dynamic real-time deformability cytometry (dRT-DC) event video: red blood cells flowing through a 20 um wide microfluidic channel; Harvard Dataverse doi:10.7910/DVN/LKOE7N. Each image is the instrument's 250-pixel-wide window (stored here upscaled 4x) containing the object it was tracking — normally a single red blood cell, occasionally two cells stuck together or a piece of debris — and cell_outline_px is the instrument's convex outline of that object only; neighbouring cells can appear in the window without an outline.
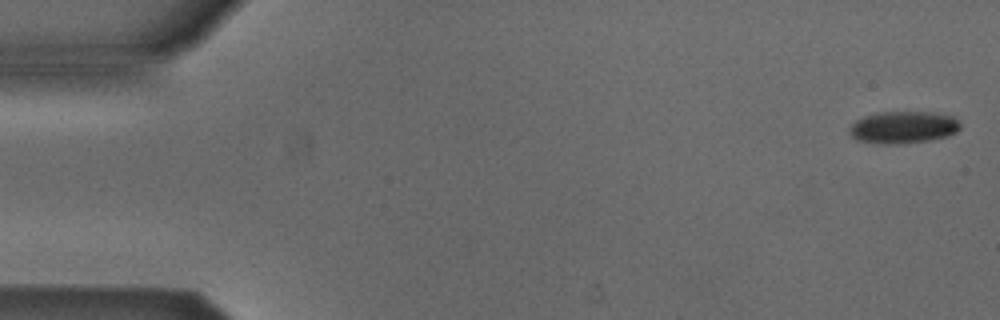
{"species": "Egyptian fruit bat (a non-hibernating species)", "species_latin": "Rousettus aegyptiacus", "temperature_condition": "cold", "stored_images_in_passage": 6, "camera_frame_rate_fps": 3000, "um_per_image_px": 0.085, "animal": {"sex": "male"}, "frame": {"image": 1, "passage_image": 1, "time_ms": 0.0, "image_size_px": [1000, 320], "cell_outline_px": [[960, 128], [956, 132], [948, 136], [928, 140], [900, 144], [884, 144], [856, 140], [848, 132], [848, 128], [856, 120], [864, 116], [876, 112], [936, 112], [952, 116], [960, 124]], "centroid_in_image_um": [76.75, 10.82], "position_along_channel_um": 8.3, "area_um2": 20.87}}